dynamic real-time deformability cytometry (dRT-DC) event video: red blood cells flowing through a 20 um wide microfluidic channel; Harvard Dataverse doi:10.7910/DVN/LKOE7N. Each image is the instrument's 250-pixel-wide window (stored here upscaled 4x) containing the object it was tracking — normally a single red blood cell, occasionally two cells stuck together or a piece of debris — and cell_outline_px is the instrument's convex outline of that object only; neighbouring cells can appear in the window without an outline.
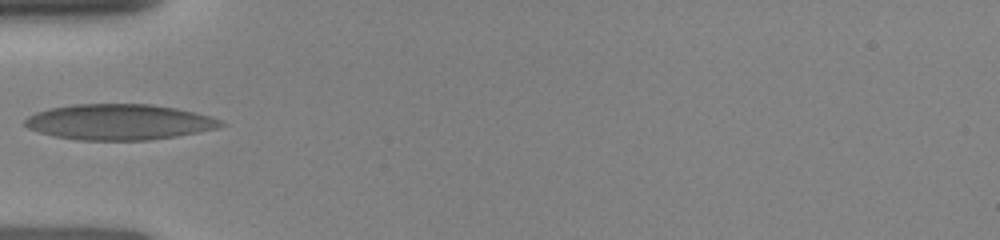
{"species": "human", "species_latin": "Homo sapiens", "temperature_condition": "room temperature", "stored_images_in_passage": 6, "camera_frame_rate_fps": 3000, "um_per_image_px": 0.085, "donor": {"sex": "female"}, "frame": {"image": 1, "passage_image": 5, "time_ms": 4.0, "image_size_px": [1000, 240], "cell_outline_px": [[228, 124], [216, 128], [176, 136], [148, 140], [80, 140], [56, 136], [40, 132], [28, 128], [24, 124], [24, 120], [28, 116], [36, 112], [48, 108], [72, 104], [152, 104], [176, 108], [212, 116]], "centroid_in_image_um": [10.12, 10.36], "position_along_channel_um": 74.9, "area_um2": 40.69}}
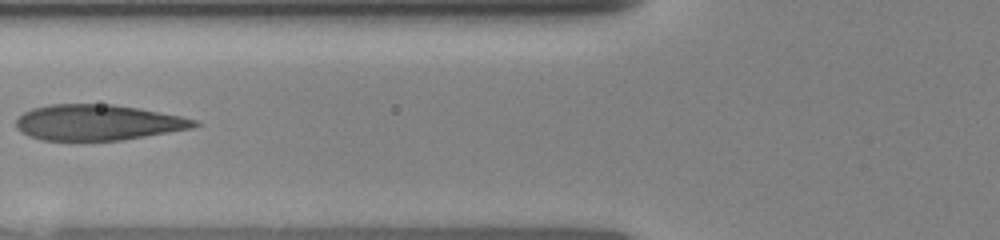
{"frame": {"image": 2, "passage_image": 6, "time_ms": 5.0, "image_size_px": [1000, 240], "cell_outline_px": [[200, 124], [192, 128], [120, 140], [40, 140], [28, 136], [20, 132], [16, 128], [16, 120], [24, 112], [32, 108], [52, 104], [112, 104], [140, 108], [200, 120]], "centroid_in_image_um": [8.3, 10.4], "position_along_channel_um": 117.5, "area_um2": 37.05}}